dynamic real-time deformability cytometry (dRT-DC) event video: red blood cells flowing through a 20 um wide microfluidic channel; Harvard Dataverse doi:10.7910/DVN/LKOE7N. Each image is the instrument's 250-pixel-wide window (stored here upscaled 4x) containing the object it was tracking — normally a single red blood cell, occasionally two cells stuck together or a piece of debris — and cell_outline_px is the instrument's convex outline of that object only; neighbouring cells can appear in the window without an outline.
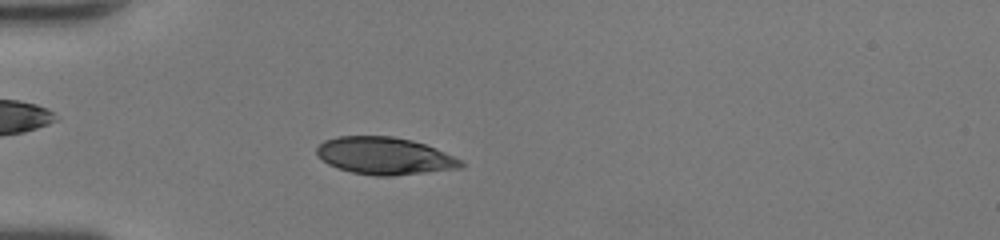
{"species": "human", "species_latin": "Homo sapiens", "temperature_condition": "room temperature", "stored_images_in_passage": 45, "camera_frame_rate_fps": 3000, "um_per_image_px": 0.085, "donor": {"sex": "female"}, "frame": {"image": 1, "passage_image": 11, "time_ms": 3.333, "image_size_px": [1000, 240], "cell_outline_px": [[464, 164], [460, 168], [392, 176], [376, 176], [352, 172], [336, 168], [328, 164], [316, 156], [316, 148], [324, 140], [336, 136], [392, 136], [412, 140], [436, 148], [460, 160]], "centroid_in_image_um": [32.63, 13.25], "position_along_channel_um": 52.4, "area_um2": 31.33}}
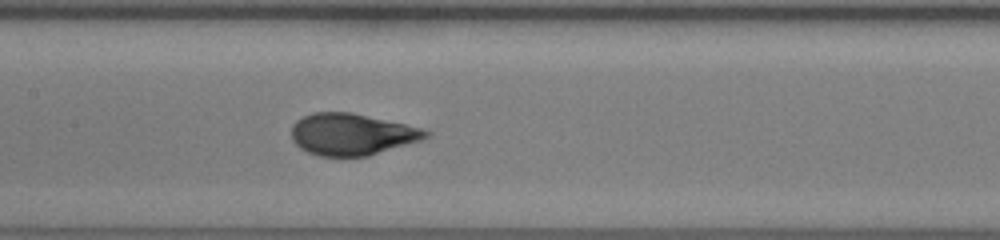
{"frame": {"image": 2, "passage_image": 21, "time_ms": 6.667, "image_size_px": [1000, 240], "cell_outline_px": [[432, 132], [428, 136], [420, 140], [368, 156], [320, 156], [308, 152], [300, 148], [292, 140], [292, 124], [296, 120], [312, 112], [352, 112], [424, 128]], "centroid_in_image_um": [29.9, 11.4], "position_along_channel_um": 177.5, "area_um2": 32.66}}
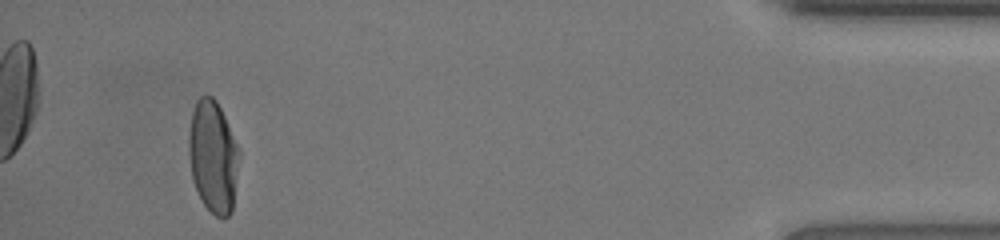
{"frame": {"image": 3, "passage_image": 42, "time_ms": 13.667, "image_size_px": [1000, 240], "cell_outline_px": [[240, 156], [232, 212], [228, 216], [216, 216], [204, 204], [192, 180], [188, 152], [188, 136], [192, 112], [196, 100], [200, 96], [212, 96], [216, 100], [240, 148]], "centroid_in_image_um": [18.12, 13.29], "position_along_channel_um": 417.1, "area_um2": 33.06}, "authors_computed_cell_mechanics": {"area_um2": 32.946, "velocity_mm_per_s": 4.3072, "shape_relaxation_time_tau1_ms": 3.9859, "shape_relaxation_time_tau2_ms": null, "deformation_change_tau1": 0.2215, "deformation_change_tau2": null}}